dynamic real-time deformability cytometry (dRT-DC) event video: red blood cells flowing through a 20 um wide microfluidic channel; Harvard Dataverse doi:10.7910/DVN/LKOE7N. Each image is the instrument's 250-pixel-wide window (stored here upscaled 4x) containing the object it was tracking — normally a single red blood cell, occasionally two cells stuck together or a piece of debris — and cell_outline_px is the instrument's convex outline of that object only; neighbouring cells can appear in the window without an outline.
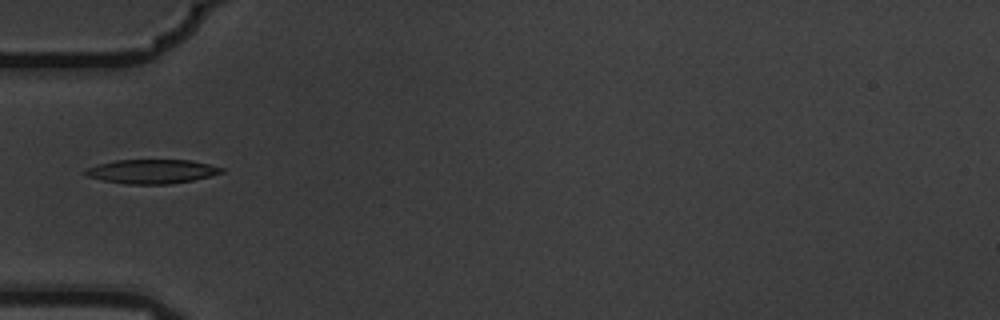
{"species": "common noctule bat (a hibernating species)", "species_latin": "Nyctalus noctula", "temperature_condition": "warm", "stored_images_in_passage": 9, "camera_frame_rate_fps": 3000, "um_per_image_px": 0.085, "animal": {"sex": "male", "body_mass_g": 19.5, "forearm_length_mm": 54.6}, "frame": {"image": 1, "passage_image": 6, "time_ms": 1.667, "image_size_px": [1000, 320], "cell_outline_px": [[224, 172], [192, 180], [172, 184], [124, 184], [104, 180], [88, 176], [80, 172], [88, 168], [100, 164], [116, 160], [192, 160], [224, 168]], "centroid_in_image_um": [12.91, 14.57], "position_along_channel_um": 72.1, "area_um2": 19.02}}
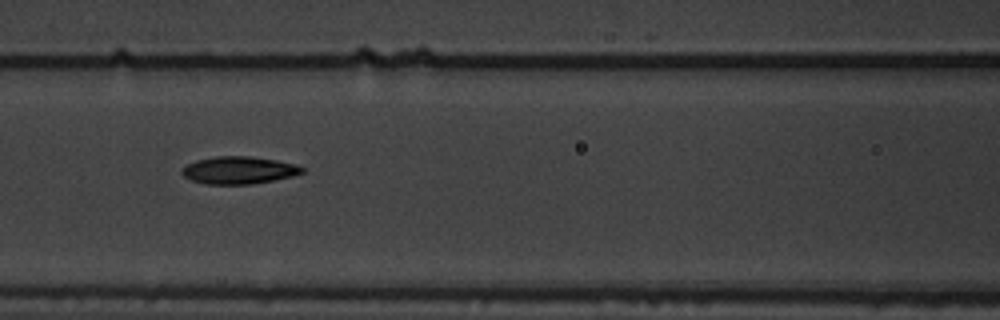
{"frame": {"image": 2, "passage_image": 8, "time_ms": 2.333, "image_size_px": [1000, 320], "cell_outline_px": [[304, 172], [292, 176], [252, 184], [204, 184], [192, 180], [184, 176], [180, 172], [180, 168], [196, 160], [216, 156], [248, 156], [276, 160], [296, 164], [304, 168]], "centroid_in_image_um": [20.27, 14.46], "position_along_channel_um": 146.3, "area_um2": 19.19}}
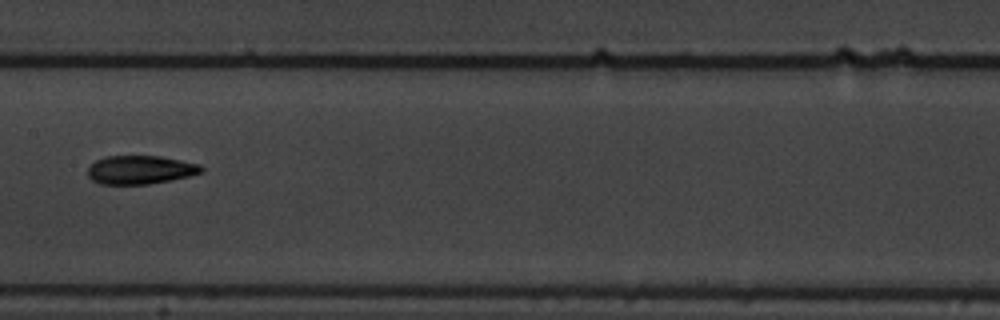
{"frame": {"image": 3, "passage_image": 9, "time_ms": 2.667, "image_size_px": [1000, 320], "cell_outline_px": [[204, 172], [172, 180], [148, 184], [100, 184], [92, 180], [88, 176], [88, 168], [96, 160], [104, 156], [160, 156], [200, 164], [204, 168]], "centroid_in_image_um": [11.94, 14.43], "position_along_channel_um": 195.5, "area_um2": 18.96}}